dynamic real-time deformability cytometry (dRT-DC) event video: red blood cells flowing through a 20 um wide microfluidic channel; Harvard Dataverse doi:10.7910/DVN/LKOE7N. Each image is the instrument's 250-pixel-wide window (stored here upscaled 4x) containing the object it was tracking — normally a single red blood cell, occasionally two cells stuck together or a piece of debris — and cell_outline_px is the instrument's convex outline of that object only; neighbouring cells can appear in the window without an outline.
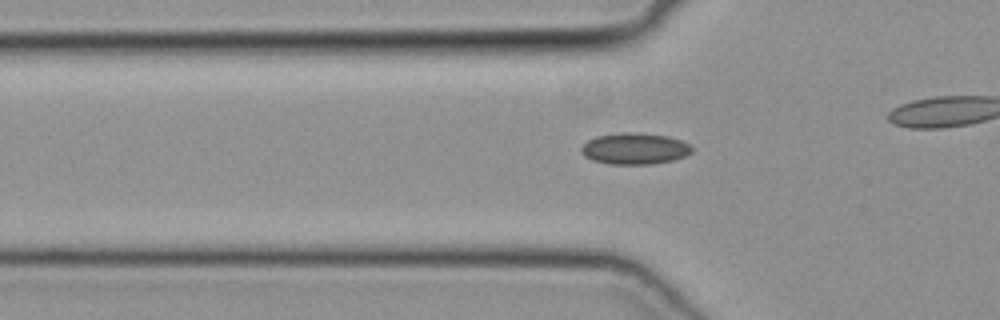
{"species": "common noctule bat (a hibernating species)", "species_latin": "Nyctalus noctula", "temperature_condition": "cold", "stored_images_in_passage": 26, "camera_frame_rate_fps": 3000, "um_per_image_px": 0.085, "animal": {"sex": "female", "body_mass_g": 19.3, "forearm_length_mm": 54.1}, "frame": {"image": 1, "passage_image": 3, "time_ms": 0.667, "image_size_px": [1000, 320], "cell_outline_px": [[692, 152], [684, 156], [672, 160], [652, 164], [608, 164], [592, 160], [584, 156], [580, 152], [580, 148], [588, 140], [596, 136], [624, 132], [632, 132], [668, 136], [692, 144]], "centroid_in_image_um": [53.94, 12.63], "position_along_channel_um": 71.9, "area_um2": 20.29}}
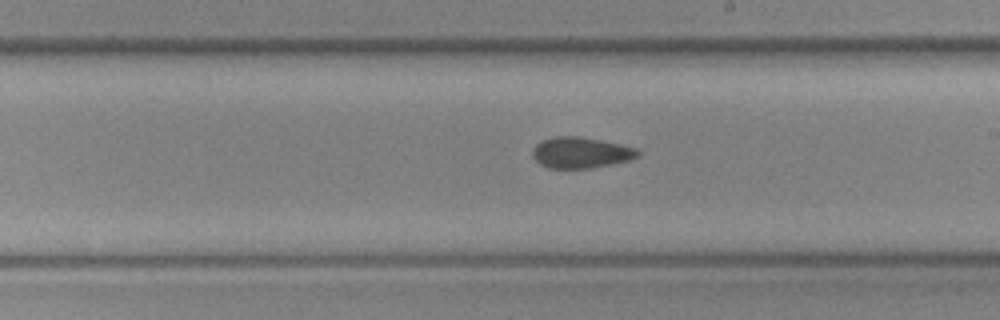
{"frame": {"image": 2, "passage_image": 15, "time_ms": 4.667, "image_size_px": [1000, 320], "cell_outline_px": [[640, 156], [628, 160], [612, 164], [588, 168], [548, 168], [540, 164], [532, 156], [532, 148], [540, 140], [556, 136], [576, 136], [600, 140], [620, 144], [636, 148], [640, 152]], "centroid_in_image_um": [49.34, 12.97], "position_along_channel_um": 239.7, "area_um2": 19.02}}
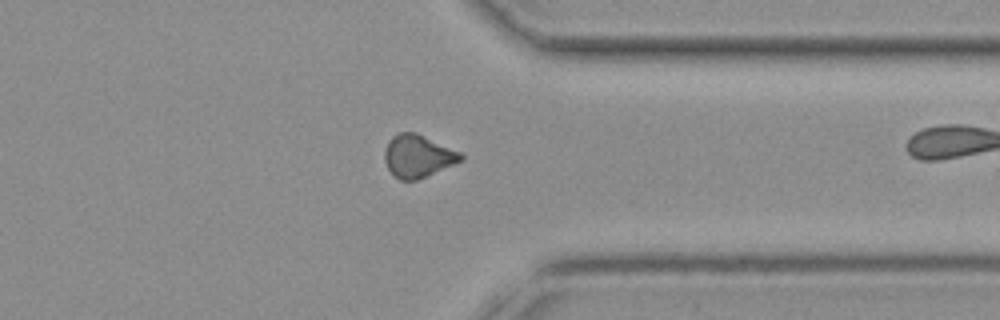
{"frame": {"image": 3, "passage_image": 25, "time_ms": 8.0, "image_size_px": [1000, 320], "cell_outline_px": [[464, 160], [416, 180], [400, 180], [392, 176], [384, 160], [384, 152], [388, 140], [392, 136], [400, 132], [416, 132], [460, 152], [464, 156]], "centroid_in_image_um": [35.5, 13.27], "position_along_channel_um": 375.9, "area_um2": 18.96}}